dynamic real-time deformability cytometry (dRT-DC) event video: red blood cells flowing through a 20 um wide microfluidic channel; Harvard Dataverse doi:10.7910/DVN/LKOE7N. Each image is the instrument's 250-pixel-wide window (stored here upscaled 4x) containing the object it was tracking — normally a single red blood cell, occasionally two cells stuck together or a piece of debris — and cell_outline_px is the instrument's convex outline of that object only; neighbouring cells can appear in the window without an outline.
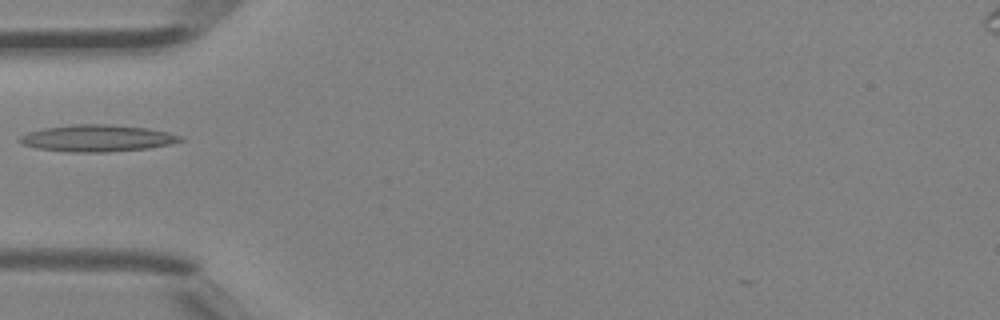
{"species": "Egyptian fruit bat (a non-hibernating species)", "species_latin": "Rousettus aegyptiacus", "temperature_condition": "room temperature", "stored_images_in_passage": 4, "camera_frame_rate_fps": 3000, "um_per_image_px": 0.085, "animal": {"sex": "female"}, "frame": {"image": 1, "passage_image": 4, "time_ms": 1.0, "image_size_px": [1000, 320], "cell_outline_px": [[184, 140], [168, 144], [148, 148], [108, 152], [68, 152], [36, 148], [24, 144], [16, 140], [20, 136], [28, 132], [44, 128], [72, 124], [104, 124], [148, 128], [168, 132], [180, 136]], "centroid_in_image_um": [8.22, 11.75], "position_along_channel_um": 76.8, "area_um2": 24.97}}